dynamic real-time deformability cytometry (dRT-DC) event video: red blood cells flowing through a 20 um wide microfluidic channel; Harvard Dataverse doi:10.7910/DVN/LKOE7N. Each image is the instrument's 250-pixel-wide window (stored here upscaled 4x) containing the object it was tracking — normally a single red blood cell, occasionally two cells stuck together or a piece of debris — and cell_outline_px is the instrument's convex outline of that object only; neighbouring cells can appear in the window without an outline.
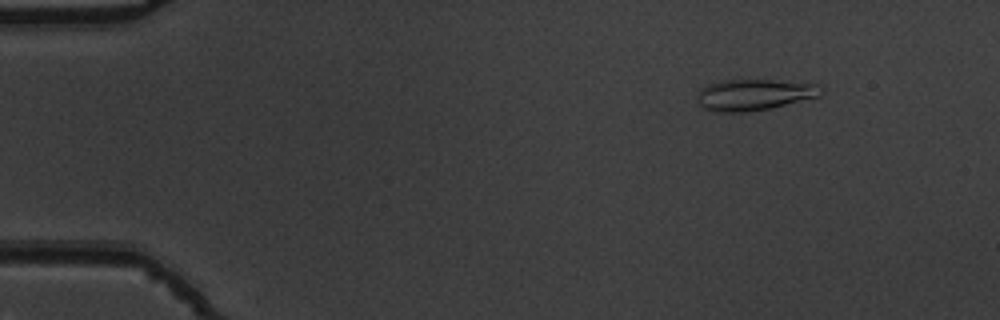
{"species": "common noctule bat (a hibernating species)", "species_latin": "Nyctalus noctula", "temperature_condition": "warm", "stored_images_in_passage": 54, "camera_frame_rate_fps": 3000, "um_per_image_px": 0.085, "animal": {"sex": "male", "body_mass_g": 19.5, "forearm_length_mm": 54.6}, "frame": {"image": 1, "passage_image": 7, "time_ms": 2.0, "image_size_px": [1000, 320], "cell_outline_px": [[824, 88], [820, 96], [768, 108], [740, 112], [720, 112], [704, 108], [700, 104], [700, 88], [708, 84], [720, 80], [772, 80], [820, 84]], "centroid_in_image_um": [64.15, 8.03], "position_along_channel_um": 20.8, "area_um2": 22.14}}
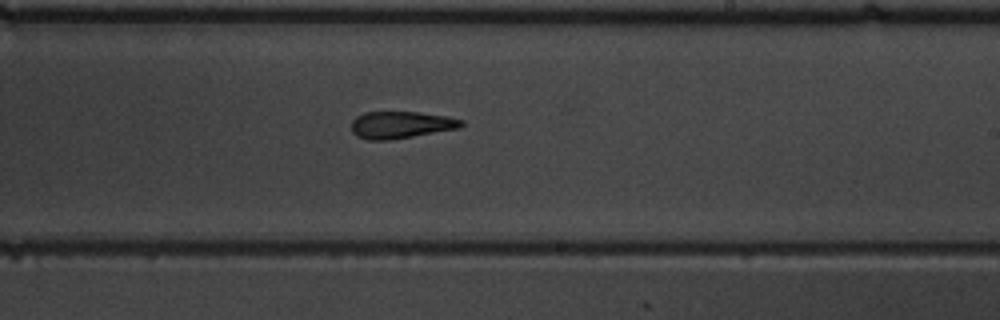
{"frame": {"image": 2, "passage_image": 33, "time_ms": 10.667, "image_size_px": [1000, 320], "cell_outline_px": [[464, 124], [460, 128], [388, 140], [368, 140], [356, 136], [352, 132], [352, 120], [356, 116], [364, 112], [416, 112], [444, 116], [464, 120]], "centroid_in_image_um": [34.05, 10.61], "position_along_channel_um": 255.0, "area_um2": 17.22}}
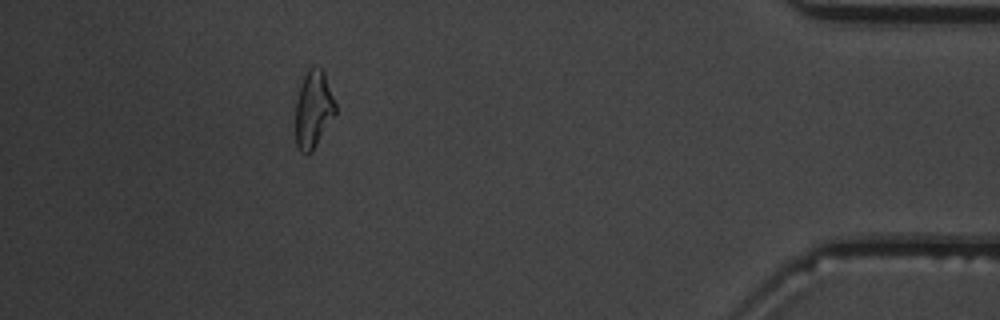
{"frame": {"image": 3, "passage_image": 49, "time_ms": 16.0, "image_size_px": [1000, 320], "cell_outline_px": [[336, 112], [312, 152], [300, 152], [296, 144], [296, 100], [300, 84], [308, 68], [312, 64], [320, 68], [324, 72], [336, 104]], "centroid_in_image_um": [26.63, 9.26], "position_along_channel_um": 408.6, "area_um2": 17.92}, "authors_computed_cell_mechanics": {"area_um2": 18.3804, "velocity_mm_per_s": 3.7899, "shape_relaxation_time_tau1_ms": 5.1175, "shape_relaxation_time_tau2_ms": 3.6826, "deformation_change_tau1": 0.2199, "deformation_change_tau2": 0.1513}}